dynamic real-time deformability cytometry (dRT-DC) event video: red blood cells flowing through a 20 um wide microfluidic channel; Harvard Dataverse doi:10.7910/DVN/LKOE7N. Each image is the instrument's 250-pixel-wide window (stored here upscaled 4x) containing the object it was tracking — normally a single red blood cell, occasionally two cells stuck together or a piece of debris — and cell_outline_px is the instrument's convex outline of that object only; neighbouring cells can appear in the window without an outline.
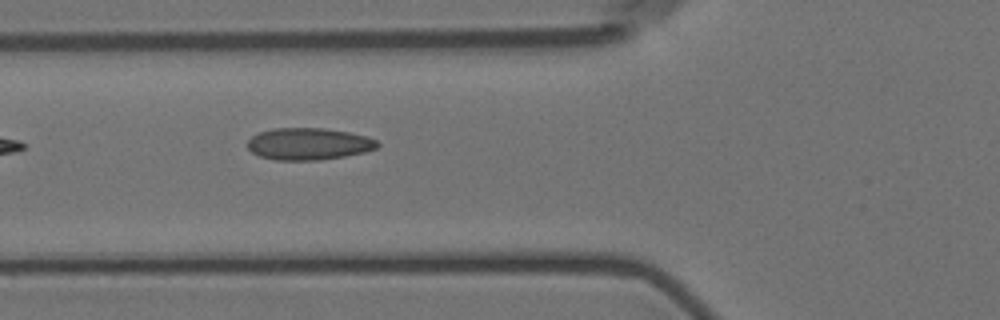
{"species": "Egyptian fruit bat (a non-hibernating species)", "species_latin": "Rousettus aegyptiacus", "temperature_condition": "room temperature", "stored_images_in_passage": 4, "camera_frame_rate_fps": 3000, "um_per_image_px": 0.085, "animal": {"sex": "female"}, "frame": {"image": 1, "passage_image": 4, "time_ms": 4.333, "image_size_px": [1000, 320], "cell_outline_px": [[380, 144], [376, 148], [364, 152], [344, 156], [320, 160], [276, 160], [260, 156], [252, 152], [248, 148], [248, 140], [252, 136], [260, 132], [272, 128], [324, 128], [348, 132], [364, 136], [376, 140]], "centroid_in_image_um": [26.22, 12.23], "position_along_channel_um": 99.6, "area_um2": 24.04}}